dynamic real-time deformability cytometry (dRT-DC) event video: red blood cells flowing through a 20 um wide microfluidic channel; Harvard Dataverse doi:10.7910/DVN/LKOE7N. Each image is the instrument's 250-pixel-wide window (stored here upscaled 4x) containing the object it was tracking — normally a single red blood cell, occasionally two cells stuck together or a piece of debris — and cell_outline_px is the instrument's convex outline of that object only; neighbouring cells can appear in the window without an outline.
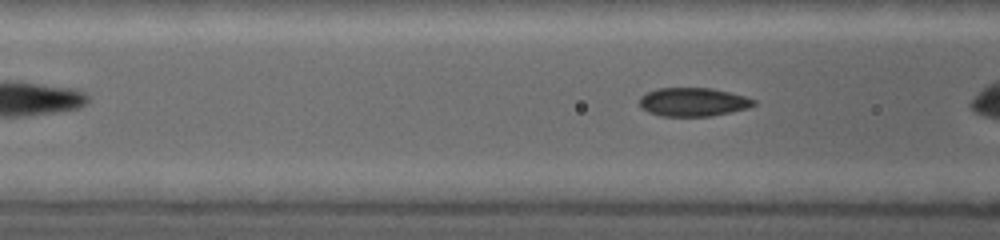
{"species": "common noctule bat (a hibernating species)", "species_latin": "Nyctalus noctula", "temperature_condition": "warm", "stored_images_in_passage": 5, "camera_frame_rate_fps": 5000, "um_per_image_px": 0.085, "animal": {"sex": "female", "body_mass_g": 19.0, "forearm_length_mm": 53.3}, "frame": {"image": 1, "passage_image": 5, "time_ms": 2.6, "image_size_px": [1000, 240], "cell_outline_px": [[756, 104], [748, 108], [732, 112], [712, 116], [660, 116], [648, 112], [640, 108], [640, 96], [656, 88], [712, 88], [744, 96], [756, 100]], "centroid_in_image_um": [58.9, 8.67], "position_along_channel_um": 107.7, "area_um2": 19.13}}